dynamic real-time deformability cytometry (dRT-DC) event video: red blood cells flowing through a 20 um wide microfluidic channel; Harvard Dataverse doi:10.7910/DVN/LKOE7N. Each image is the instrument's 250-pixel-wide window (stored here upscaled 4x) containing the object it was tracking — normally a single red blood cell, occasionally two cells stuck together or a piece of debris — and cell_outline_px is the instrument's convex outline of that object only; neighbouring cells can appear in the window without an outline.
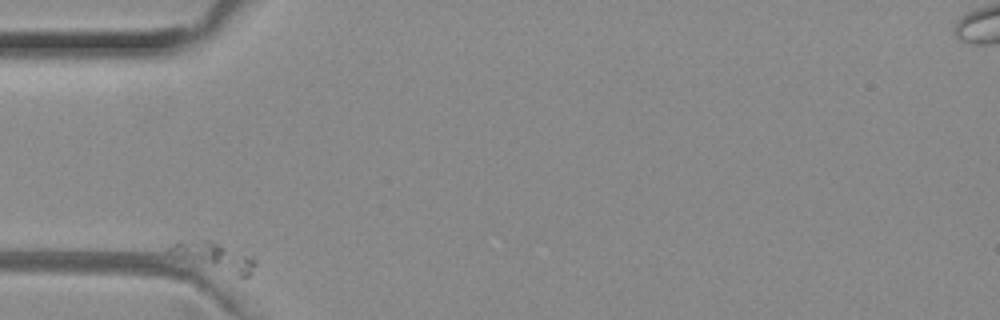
{"species": "common noctule bat (a hibernating species)", "species_latin": "Nyctalus noctula", "temperature_condition": "room temperature", "stored_images_in_passage": 38, "camera_frame_rate_fps": 3000, "um_per_image_px": 0.085, "animal": {"sex": "female", "body_mass_g": 29.2, "forearm_length_mm": 56.3}, "frame": {"image": 1, "passage_image": 1, "time_ms": 0.0, "image_size_px": [1000, 320], "cell_outline_px": [[256, 264], [252, 272], [248, 276], [236, 276], [176, 256], [168, 252], [168, 248], [176, 240], [212, 240], [252, 256], [256, 260]], "centroid_in_image_um": [18.23, 21.78], "position_along_channel_um": 66.8, "area_um2": 13.93}}
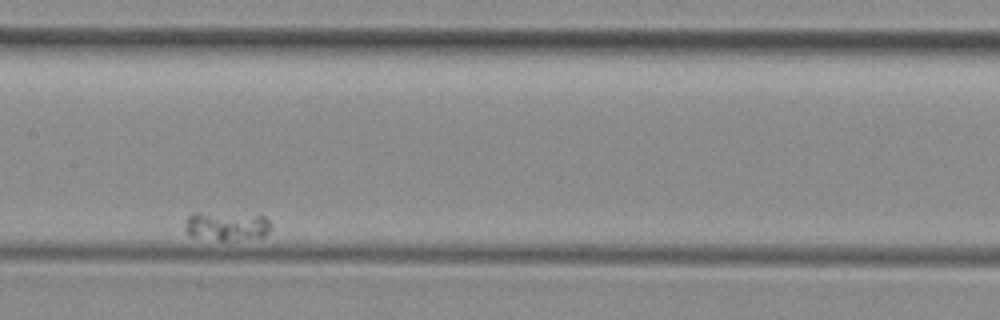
{"frame": {"image": 2, "passage_image": 17, "time_ms": 5.333, "image_size_px": [1000, 320], "cell_outline_px": [[272, 228], [264, 236], [228, 240], [220, 240], [188, 236], [184, 232], [184, 220], [192, 212], [200, 212], [264, 216], [272, 224]], "centroid_in_image_um": [19.19, 19.21], "position_along_channel_um": 188.2, "area_um2": 14.57}}
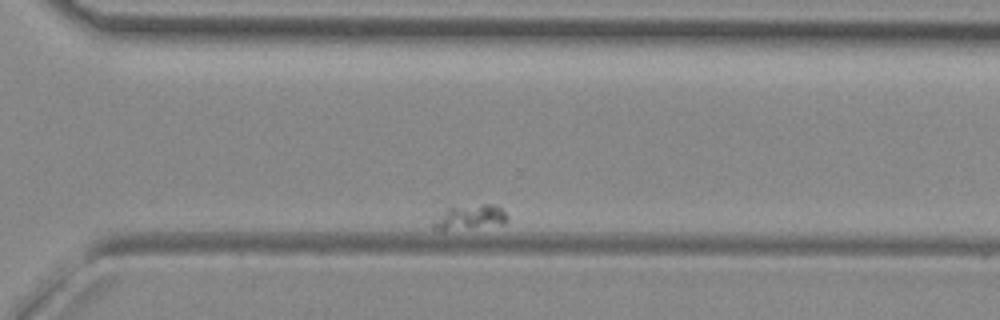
{"frame": {"image": 3, "passage_image": 33, "time_ms": 10.667, "image_size_px": [1000, 320], "cell_outline_px": [[508, 220], [504, 224], [444, 232], [432, 228], [432, 216], [448, 208], [480, 204], [496, 204], [508, 216]], "centroid_in_image_um": [39.86, 18.5], "position_along_channel_um": 330.7, "area_um2": 11.27}}